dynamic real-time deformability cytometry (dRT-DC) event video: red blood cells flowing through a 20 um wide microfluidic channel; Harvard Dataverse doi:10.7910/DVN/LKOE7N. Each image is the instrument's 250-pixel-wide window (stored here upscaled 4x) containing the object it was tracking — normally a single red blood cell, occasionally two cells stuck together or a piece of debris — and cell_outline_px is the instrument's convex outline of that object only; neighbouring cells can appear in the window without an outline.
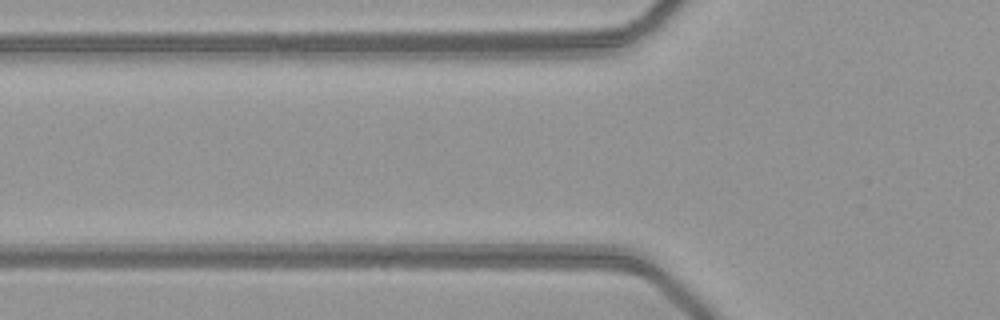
{"species": "common noctule bat (a hibernating species)", "species_latin": "Nyctalus noctula", "temperature_condition": "warm", "stored_images_in_passage": 3, "camera_frame_rate_fps": 3000, "um_per_image_px": 0.085, "animal": {"sex": "female", "body_mass_g": 21.9}, "frame": {"image": 1, "passage_image": 3, "time_ms": 0.667, "image_size_px": [1000, 320], "cell_outline_px": [[640, 276], [632, 276], [544, 272], [504, 268], [500, 264], [508, 256], [572, 256], [636, 272]], "centroid_in_image_um": [47.86, 22.58], "position_along_channel_um": 77.9, "area_um2": 12.48}}